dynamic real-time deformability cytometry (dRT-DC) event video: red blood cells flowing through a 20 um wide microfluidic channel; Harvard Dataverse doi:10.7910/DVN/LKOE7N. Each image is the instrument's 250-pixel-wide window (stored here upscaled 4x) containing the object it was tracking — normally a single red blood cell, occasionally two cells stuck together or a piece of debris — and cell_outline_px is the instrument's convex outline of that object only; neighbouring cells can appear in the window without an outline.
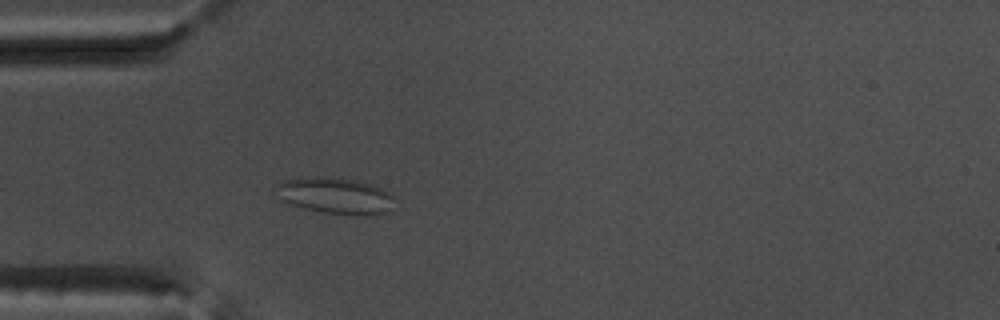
{"species": "common noctule bat (a hibernating species)", "species_latin": "Nyctalus noctula", "temperature_condition": "warm", "stored_images_in_passage": 7, "camera_frame_rate_fps": 3000, "um_per_image_px": 0.085, "animal": {"sex": "male", "body_mass_g": 17.5, "forearm_length_mm": 52.3}, "frame": {"image": 1, "passage_image": 4, "time_ms": 1.0, "image_size_px": [1000, 320], "cell_outline_px": [[392, 196], [384, 212], [324, 212], [304, 208], [280, 200], [272, 192], [272, 188], [284, 180], [300, 176], [324, 176], [356, 180], [372, 184], [388, 192]], "centroid_in_image_um": [28.26, 16.54], "position_along_channel_um": 56.7, "area_um2": 24.16}}